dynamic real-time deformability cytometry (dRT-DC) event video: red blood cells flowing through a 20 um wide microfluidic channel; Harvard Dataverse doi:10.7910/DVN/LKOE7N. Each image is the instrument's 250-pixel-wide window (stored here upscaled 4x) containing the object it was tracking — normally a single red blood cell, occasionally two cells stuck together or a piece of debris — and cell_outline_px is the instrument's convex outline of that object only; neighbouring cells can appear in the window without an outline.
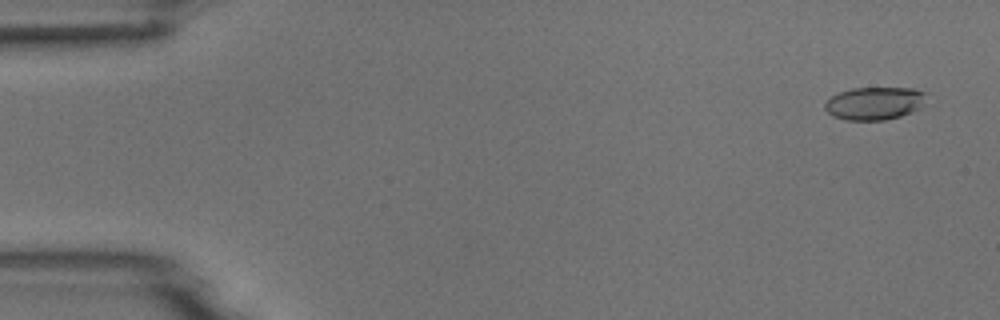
{"species": "common noctule bat (a hibernating species)", "species_latin": "Nyctalus noctula", "temperature_condition": "room temperature", "stored_images_in_passage": 8, "camera_frame_rate_fps": 3000, "um_per_image_px": 0.085, "animal": {"sex": "male", "body_mass_g": 18.8}, "frame": {"image": 1, "passage_image": 1, "time_ms": 0.0, "image_size_px": [1000, 320], "cell_outline_px": [[924, 92], [920, 108], [912, 112], [900, 116], [884, 120], [844, 120], [832, 116], [824, 108], [824, 104], [832, 96], [840, 92], [852, 88], [912, 88]], "centroid_in_image_um": [74.28, 8.79], "position_along_channel_um": 10.7, "area_um2": 19.19}}
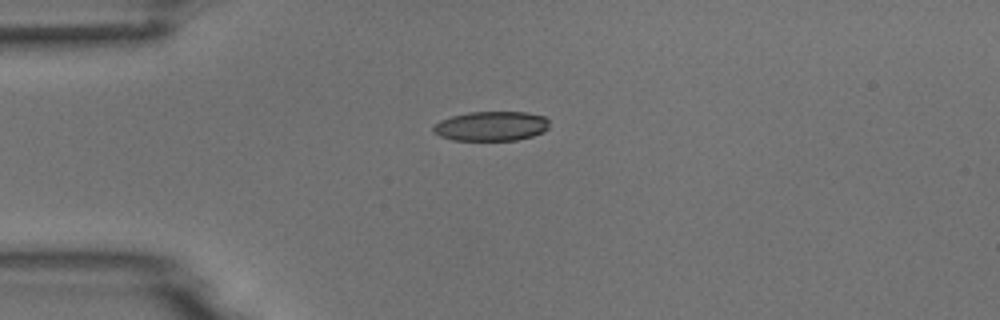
{"frame": {"image": 2, "passage_image": 4, "time_ms": 3.667, "image_size_px": [1000, 320], "cell_outline_px": [[548, 128], [544, 132], [532, 136], [516, 140], [452, 140], [440, 136], [432, 132], [432, 128], [440, 120], [452, 116], [468, 112], [524, 112], [544, 116], [548, 120]], "centroid_in_image_um": [41.74, 10.72], "position_along_channel_um": 43.3, "area_um2": 20.0}}